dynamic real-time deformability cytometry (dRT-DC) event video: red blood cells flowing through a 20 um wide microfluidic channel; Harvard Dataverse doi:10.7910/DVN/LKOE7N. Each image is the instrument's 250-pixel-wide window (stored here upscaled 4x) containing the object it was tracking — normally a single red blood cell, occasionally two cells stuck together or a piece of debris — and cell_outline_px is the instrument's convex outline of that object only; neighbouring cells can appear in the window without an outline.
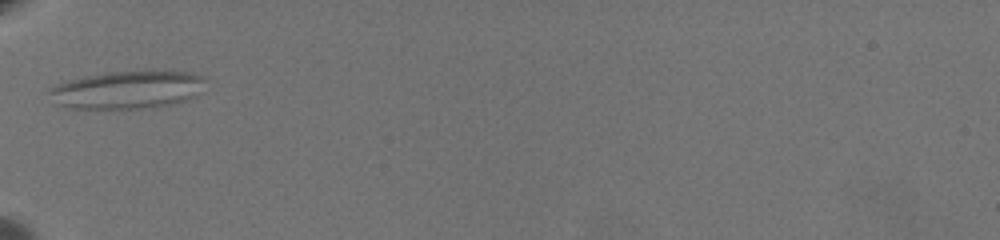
{"species": "common noctule bat (a hibernating species)", "species_latin": "Nyctalus noctula", "temperature_condition": "warm", "stored_images_in_passage": 40, "camera_frame_rate_fps": 3000, "um_per_image_px": 0.085, "animal": {"sex": "female", "body_mass_g": 19.5, "forearm_length_mm": 54.1}, "frame": {"image": 1, "passage_image": 1, "time_ms": 0.0, "image_size_px": [1000, 240], "cell_outline_px": [[208, 80], [196, 96], [184, 100], [168, 104], [140, 108], [68, 108], [60, 104], [44, 92], [48, 88], [56, 84], [88, 76], [108, 72], [188, 72], [200, 76]], "centroid_in_image_um": [10.79, 7.64], "position_along_channel_um": 74.2, "area_um2": 33.7}}
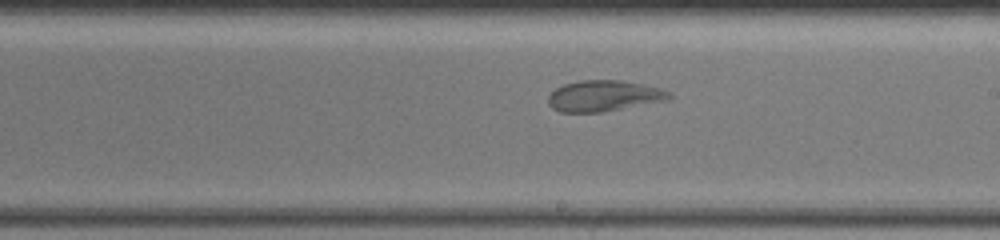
{"frame": {"image": 2, "passage_image": 16, "time_ms": 5.0, "image_size_px": [1000, 240], "cell_outline_px": [[672, 96], [668, 100], [600, 112], [560, 112], [552, 108], [548, 104], [548, 96], [556, 88], [564, 84], [580, 80], [624, 80], [644, 84], [660, 88], [668, 92]], "centroid_in_image_um": [51.31, 8.14], "position_along_channel_um": 237.7, "area_um2": 21.79}}
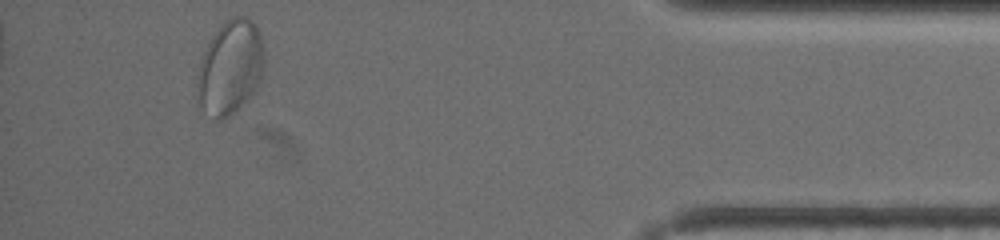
{"frame": {"image": 3, "passage_image": 36, "time_ms": 11.667, "image_size_px": [1000, 240], "cell_outline_px": [[264, 64], [260, 76], [252, 92], [224, 120], [216, 120], [200, 104], [196, 84], [196, 76], [204, 52], [212, 36], [224, 20], [232, 16], [248, 16], [256, 24], [260, 36], [264, 56]], "centroid_in_image_um": [19.55, 5.66], "position_along_channel_um": 415.7, "area_um2": 36.01}}